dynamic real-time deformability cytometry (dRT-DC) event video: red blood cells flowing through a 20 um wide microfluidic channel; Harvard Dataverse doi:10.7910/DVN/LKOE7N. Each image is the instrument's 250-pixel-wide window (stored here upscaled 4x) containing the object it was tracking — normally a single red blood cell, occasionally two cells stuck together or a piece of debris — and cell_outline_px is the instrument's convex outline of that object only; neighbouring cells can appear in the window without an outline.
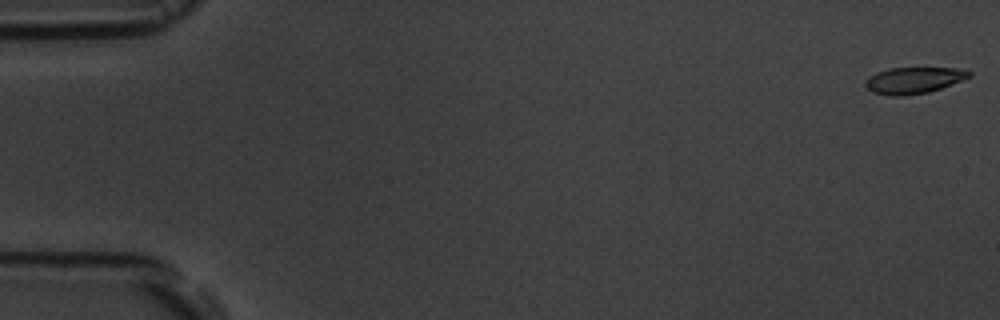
{"species": "common noctule bat (a hibernating species)", "species_latin": "Nyctalus noctula", "temperature_condition": "room temperature", "stored_images_in_passage": 5, "camera_frame_rate_fps": 3000, "um_per_image_px": 0.085, "animal": {"sex": "male", "body_mass_g": 19.5, "forearm_length_mm": 54.6}, "frame": {"image": 1, "passage_image": 1, "time_ms": 0.0, "image_size_px": [1000, 320], "cell_outline_px": [[972, 76], [940, 88], [928, 92], [904, 96], [892, 96], [872, 92], [864, 84], [868, 76], [876, 72], [888, 68], [956, 68], [972, 72]], "centroid_in_image_um": [77.63, 6.82], "position_along_channel_um": 7.4, "area_um2": 15.9}}
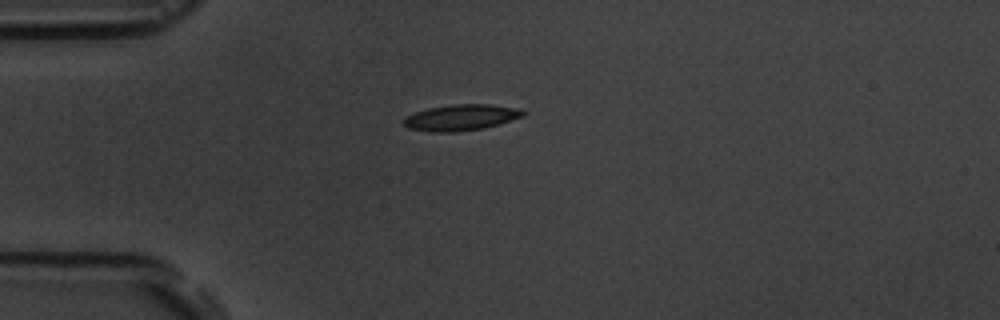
{"frame": {"image": 2, "passage_image": 5, "time_ms": 4.667, "image_size_px": [1000, 320], "cell_outline_px": [[524, 116], [500, 124], [484, 128], [452, 132], [428, 132], [408, 128], [404, 124], [404, 116], [428, 108], [452, 104], [492, 104], [520, 108], [524, 112]], "centroid_in_image_um": [39.2, 9.98], "position_along_channel_um": 45.8, "area_um2": 18.26}}